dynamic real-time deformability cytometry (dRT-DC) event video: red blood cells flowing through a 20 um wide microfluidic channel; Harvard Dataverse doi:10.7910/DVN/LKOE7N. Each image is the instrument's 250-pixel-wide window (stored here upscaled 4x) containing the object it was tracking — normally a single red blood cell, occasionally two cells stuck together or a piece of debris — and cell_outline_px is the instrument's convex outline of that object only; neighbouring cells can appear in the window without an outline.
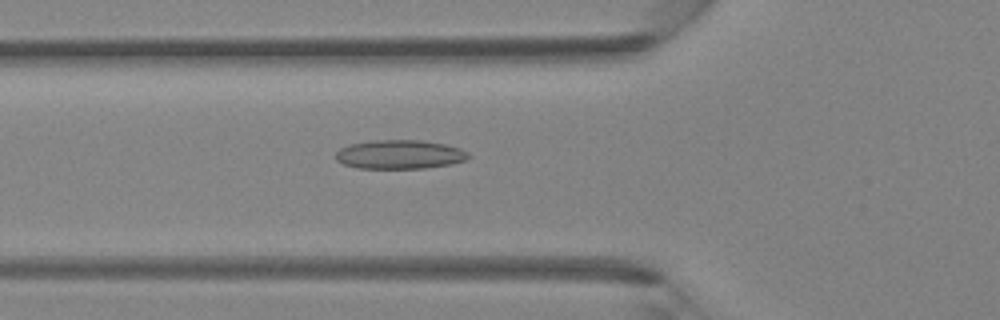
{"species": "Egyptian fruit bat (a non-hibernating species)", "species_latin": "Rousettus aegyptiacus", "temperature_condition": "room temperature", "stored_images_in_passage": 31, "camera_frame_rate_fps": 3000, "um_per_image_px": 0.085, "animal": {"sex": "female"}, "frame": {"image": 1, "passage_image": 3, "time_ms": 0.667, "image_size_px": [1000, 320], "cell_outline_px": [[472, 156], [464, 160], [452, 164], [424, 168], [356, 168], [344, 164], [336, 160], [336, 152], [340, 148], [348, 144], [372, 140], [420, 140], [444, 144], [460, 148], [468, 152]], "centroid_in_image_um": [33.97, 13.12], "position_along_channel_um": 91.8, "area_um2": 22.48}}
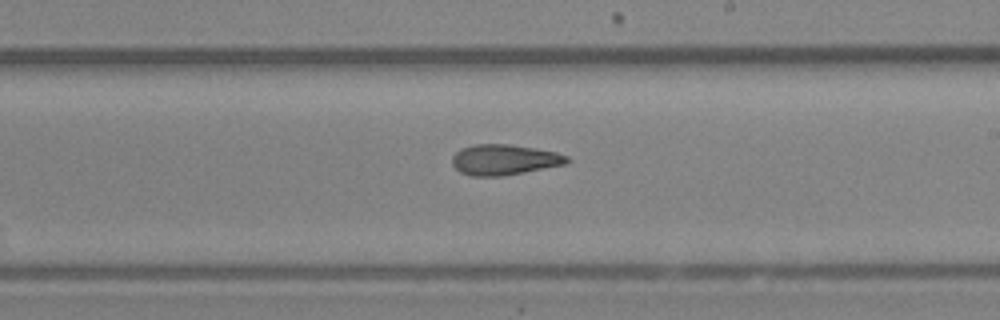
{"frame": {"image": 2, "passage_image": 13, "time_ms": 4.0, "image_size_px": [1000, 320], "cell_outline_px": [[572, 160], [568, 164], [504, 176], [472, 176], [460, 172], [452, 164], [452, 156], [460, 148], [476, 144], [512, 144], [556, 152], [568, 156]], "centroid_in_image_um": [42.89, 13.58], "position_along_channel_um": 246.1, "area_um2": 20.69}}
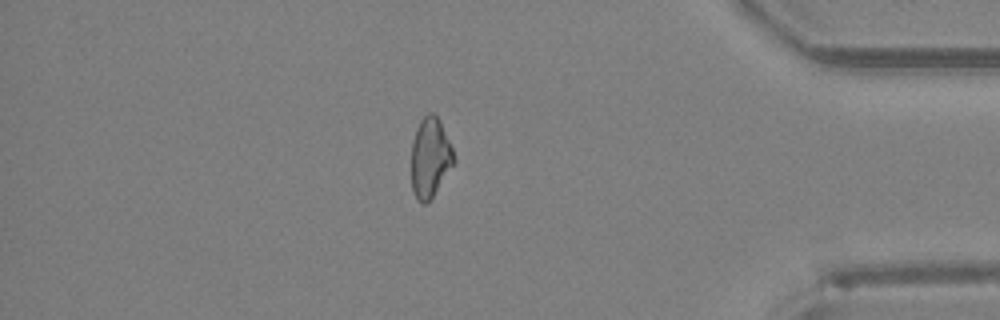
{"frame": {"image": 3, "passage_image": 25, "time_ms": 8.0, "image_size_px": [1000, 320], "cell_outline_px": [[456, 160], [432, 196], [424, 204], [420, 204], [416, 200], [412, 192], [412, 144], [416, 128], [420, 120], [428, 112], [432, 112], [440, 120], [452, 148]], "centroid_in_image_um": [36.55, 13.38], "position_along_channel_um": 398.7, "area_um2": 19.59}}